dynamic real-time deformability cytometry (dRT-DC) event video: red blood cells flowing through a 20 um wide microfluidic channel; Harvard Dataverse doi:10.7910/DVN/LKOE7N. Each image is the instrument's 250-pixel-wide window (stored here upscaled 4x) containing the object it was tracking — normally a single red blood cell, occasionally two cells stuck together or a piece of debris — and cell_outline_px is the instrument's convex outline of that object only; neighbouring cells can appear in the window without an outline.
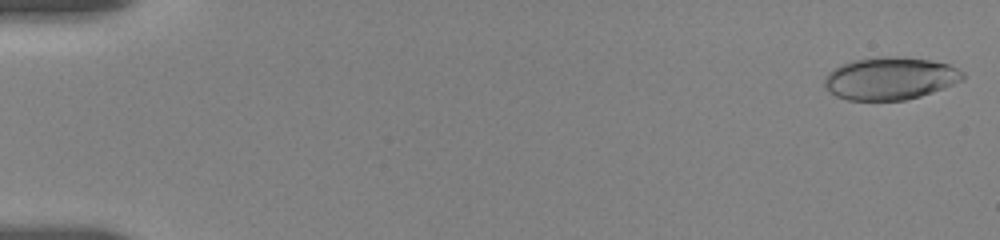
{"species": "human", "species_latin": "Homo sapiens", "temperature_condition": "room temperature", "stored_images_in_passage": 30, "camera_frame_rate_fps": 3000, "um_per_image_px": 0.085, "donor": {"sex": "female"}, "frame": {"image": 1, "passage_image": 1, "time_ms": 0.0, "image_size_px": [1000, 240], "cell_outline_px": [[964, 80], [932, 92], [920, 96], [904, 100], [848, 100], [836, 96], [828, 92], [824, 88], [824, 76], [828, 72], [840, 64], [852, 60], [876, 56], [904, 56], [932, 60], [948, 64], [964, 72]], "centroid_in_image_um": [75.63, 6.65], "position_along_channel_um": 9.4, "area_um2": 34.8}}
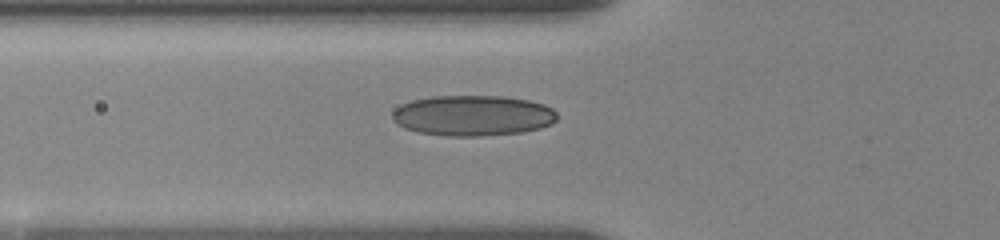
{"frame": {"image": 2, "passage_image": 23, "time_ms": 6.333, "image_size_px": [1000, 240], "cell_outline_px": [[556, 120], [552, 124], [540, 128], [520, 132], [480, 136], [444, 136], [416, 132], [404, 128], [396, 124], [392, 120], [392, 112], [396, 108], [412, 100], [432, 96], [504, 96], [528, 100], [544, 104], [552, 108], [556, 112]], "centroid_in_image_um": [40.17, 9.82], "position_along_channel_um": 85.6, "area_um2": 39.13}}
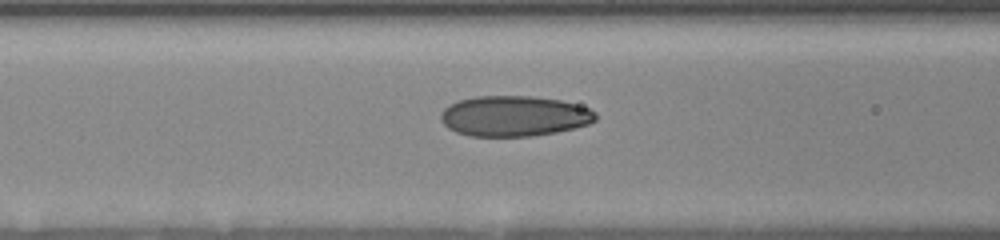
{"frame": {"image": 3, "passage_image": 29, "time_ms": 7.333, "image_size_px": [1000, 240], "cell_outline_px": [[596, 120], [588, 124], [556, 132], [532, 136], [468, 136], [456, 132], [448, 128], [440, 120], [440, 116], [444, 108], [460, 100], [476, 96], [528, 96], [560, 100], [576, 104], [588, 108], [596, 112]], "centroid_in_image_um": [43.69, 9.87], "position_along_channel_um": 122.9, "area_um2": 36.41}}